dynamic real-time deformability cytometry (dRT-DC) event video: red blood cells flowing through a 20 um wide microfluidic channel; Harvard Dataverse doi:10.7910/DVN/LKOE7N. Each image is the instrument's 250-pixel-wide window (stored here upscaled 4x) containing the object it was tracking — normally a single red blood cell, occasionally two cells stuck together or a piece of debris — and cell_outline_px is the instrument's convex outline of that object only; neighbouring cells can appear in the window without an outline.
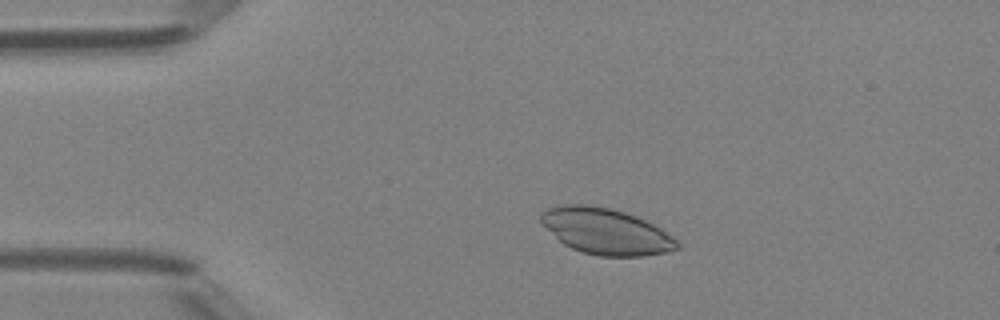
{"species": "Egyptian fruit bat (a non-hibernating species)", "species_latin": "Rousettus aegyptiacus", "temperature_condition": "room temperature", "stored_images_in_passage": 46, "camera_frame_rate_fps": 3000, "um_per_image_px": 0.085, "animal": {"sex": "female"}, "frame": {"image": 1, "passage_image": 8, "time_ms": 2.333, "image_size_px": [1000, 320], "cell_outline_px": [[680, 248], [664, 252], [644, 256], [600, 256], [580, 252], [564, 244], [540, 220], [540, 212], [548, 208], [564, 204], [588, 204], [608, 208], [624, 212], [644, 220], [660, 228], [672, 236], [680, 244]], "centroid_in_image_um": [51.5, 19.66], "position_along_channel_um": 33.5, "area_um2": 36.13}}
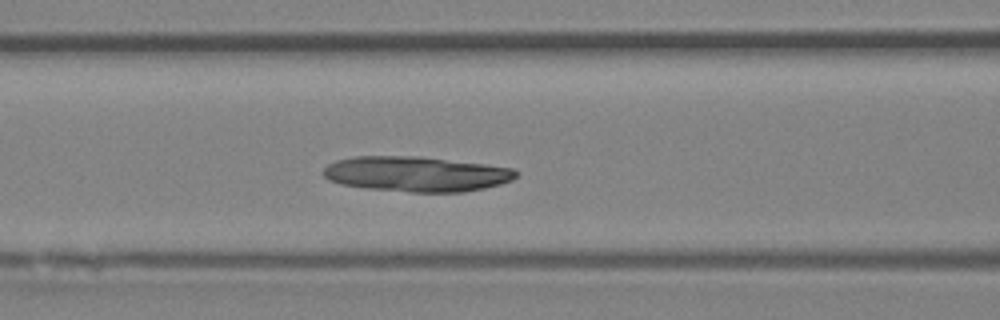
{"frame": {"image": 2, "passage_image": 18, "time_ms": 5.667, "image_size_px": [1000, 320], "cell_outline_px": [[520, 172], [512, 180], [500, 184], [484, 188], [464, 192], [412, 192], [364, 188], [340, 184], [328, 180], [324, 176], [324, 168], [328, 164], [336, 160], [356, 156], [420, 156], [484, 164], [512, 168]], "centroid_in_image_um": [35.37, 14.79], "position_along_channel_um": 131.2, "area_um2": 39.59}}
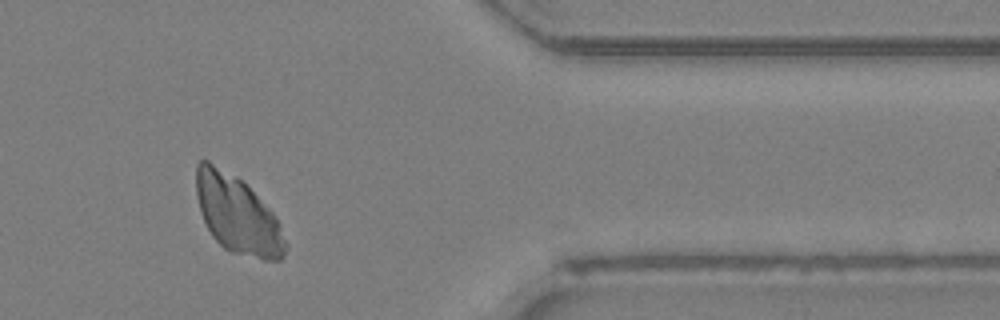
{"frame": {"image": 3, "passage_image": 38, "time_ms": 12.333, "image_size_px": [1000, 320], "cell_outline_px": [[288, 244], [284, 256], [280, 260], [264, 260], [232, 252], [224, 248], [212, 236], [200, 212], [196, 192], [196, 164], [200, 160], [208, 160], [236, 176], [276, 216]], "centroid_in_image_um": [20.18, 18.26], "position_along_channel_um": 391.2, "area_um2": 40.11}}